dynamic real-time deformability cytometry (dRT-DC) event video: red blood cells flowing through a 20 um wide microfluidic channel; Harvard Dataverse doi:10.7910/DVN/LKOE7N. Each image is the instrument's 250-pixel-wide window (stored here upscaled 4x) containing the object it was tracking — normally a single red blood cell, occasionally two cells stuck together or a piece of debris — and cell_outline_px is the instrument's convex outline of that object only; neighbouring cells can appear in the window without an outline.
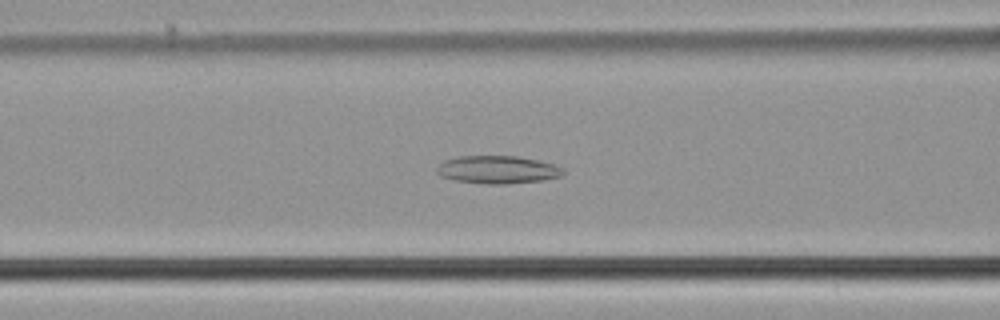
{"species": "common noctule bat (a hibernating species)", "species_latin": "Nyctalus noctula", "temperature_condition": "cold", "stored_images_in_passage": 53, "camera_frame_rate_fps": 3000, "um_per_image_px": 0.085, "animal": {"sex": "male", "body_mass_g": 21.5, "forearm_length_mm": 52.0}, "frame": {"image": 1, "passage_image": 21, "time_ms": 6.667, "image_size_px": [1000, 320], "cell_outline_px": [[564, 172], [560, 176], [544, 180], [508, 184], [488, 184], [456, 180], [440, 176], [436, 172], [436, 168], [444, 160], [460, 156], [516, 156], [536, 160], [552, 164], [564, 168]], "centroid_in_image_um": [42.28, 14.42], "position_along_channel_um": 124.3, "area_um2": 20.4}}
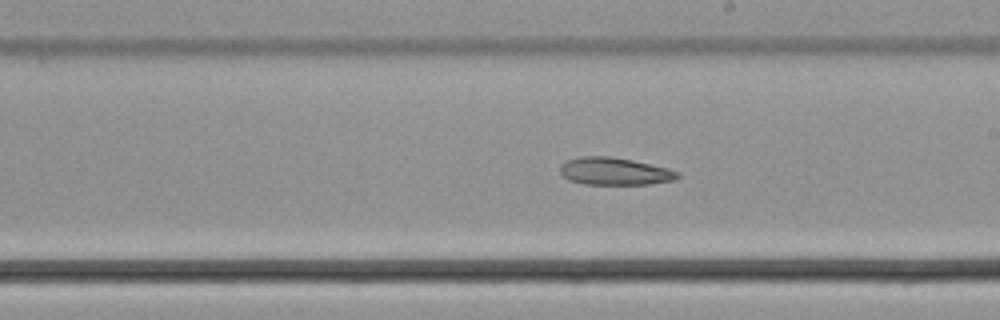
{"frame": {"image": 2, "passage_image": 30, "time_ms": 9.667, "image_size_px": [1000, 320], "cell_outline_px": [[680, 176], [676, 180], [648, 184], [584, 184], [568, 180], [560, 176], [560, 164], [568, 160], [580, 156], [608, 156], [632, 160], [668, 168], [680, 172]], "centroid_in_image_um": [52.22, 14.56], "position_along_channel_um": 236.8, "area_um2": 18.96}}
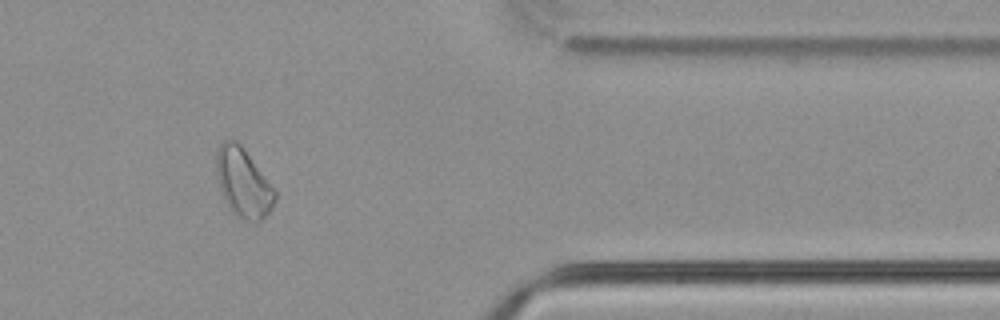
{"frame": {"image": 3, "passage_image": 44, "time_ms": 14.333, "image_size_px": [1000, 320], "cell_outline_px": [[276, 200], [272, 208], [260, 224], [252, 224], [236, 216], [232, 212], [220, 188], [216, 172], [216, 152], [220, 144], [224, 140], [236, 140], [244, 148], [276, 192]], "centroid_in_image_um": [20.69, 15.58], "position_along_channel_um": 390.7, "area_um2": 23.58}}